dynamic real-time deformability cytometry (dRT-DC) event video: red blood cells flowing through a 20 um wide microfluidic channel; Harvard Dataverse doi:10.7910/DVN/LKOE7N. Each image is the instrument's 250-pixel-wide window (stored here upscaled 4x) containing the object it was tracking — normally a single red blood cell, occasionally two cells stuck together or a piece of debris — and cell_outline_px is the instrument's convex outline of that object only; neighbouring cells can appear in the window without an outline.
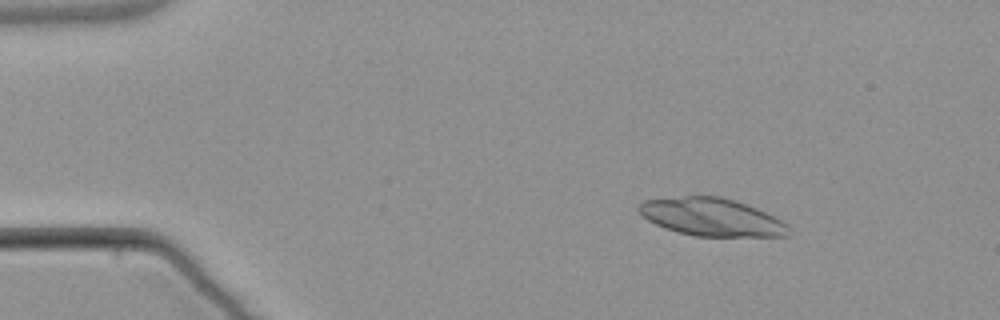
{"species": "common noctule bat (a hibernating species)", "species_latin": "Nyctalus noctula", "temperature_condition": "warm", "stored_images_in_passage": 5, "camera_frame_rate_fps": 3000, "um_per_image_px": 0.085, "animal": {"sex": "male", "body_mass_g": 21.5, "forearm_length_mm": 52.0}, "frame": {"image": 1, "passage_image": 3, "time_ms": 2.333, "image_size_px": [1000, 320], "cell_outline_px": [[788, 236], [696, 236], [664, 228], [648, 220], [636, 208], [644, 200], [684, 196], [720, 196], [736, 200], [756, 208], [788, 224]], "centroid_in_image_um": [60.47, 18.44], "position_along_channel_um": 24.5, "area_um2": 32.66}}